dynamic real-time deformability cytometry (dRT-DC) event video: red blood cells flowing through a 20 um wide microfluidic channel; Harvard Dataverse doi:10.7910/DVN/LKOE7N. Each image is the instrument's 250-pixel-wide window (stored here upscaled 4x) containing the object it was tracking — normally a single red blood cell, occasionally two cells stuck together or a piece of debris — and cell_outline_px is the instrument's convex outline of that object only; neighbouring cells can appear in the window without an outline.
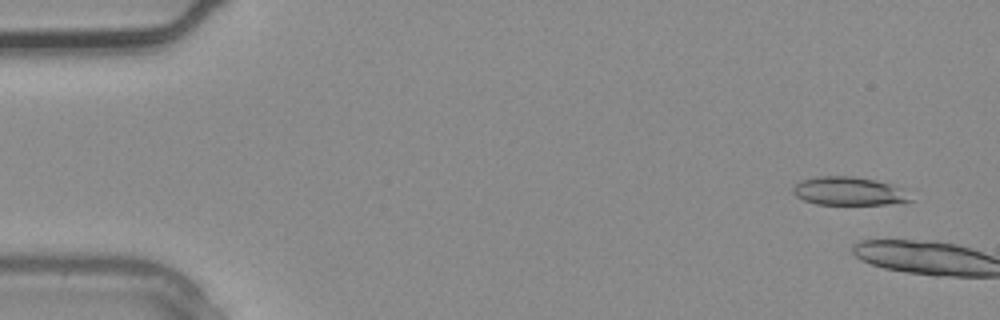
{"species": "common noctule bat (a hibernating species)", "species_latin": "Nyctalus noctula", "temperature_condition": "warm", "stored_images_in_passage": 3, "segment_of_instrument_passage": [2, 2], "camera_frame_rate_fps": 3000, "um_per_image_px": 0.085, "animal": {"sex": "male", "body_mass_g": 20.4}, "frame": {"image": 1, "passage_image": 3, "time_ms": 0.667, "image_size_px": [1000, 320], "cell_outline_px": [[912, 200], [884, 204], [816, 204], [804, 200], [796, 196], [792, 192], [792, 188], [800, 180], [816, 176], [852, 176], [876, 180], [892, 184]], "centroid_in_image_um": [72.02, 16.23], "position_along_channel_um": 13.0, "area_um2": 19.02}}